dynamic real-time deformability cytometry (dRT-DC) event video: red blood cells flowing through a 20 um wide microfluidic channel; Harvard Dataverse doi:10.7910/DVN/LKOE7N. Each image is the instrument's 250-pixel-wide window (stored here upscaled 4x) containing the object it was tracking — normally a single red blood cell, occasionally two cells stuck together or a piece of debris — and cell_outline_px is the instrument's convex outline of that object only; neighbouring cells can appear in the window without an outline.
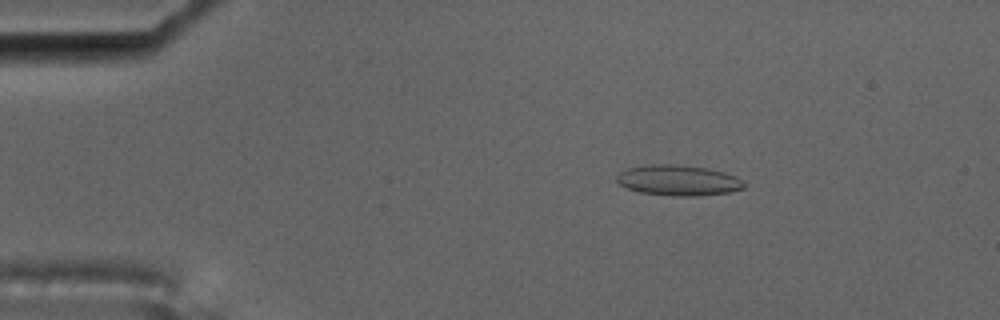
{"species": "common noctule bat (a hibernating species)", "species_latin": "Nyctalus noctula", "temperature_condition": "cold", "stored_images_in_passage": 4, "camera_frame_rate_fps": 3000, "um_per_image_px": 0.085, "animal": {"sex": "male", "body_mass_g": 17.5, "forearm_length_mm": 52.3}, "frame": {"image": 1, "passage_image": 2, "time_ms": 0.333, "image_size_px": [1000, 320], "cell_outline_px": [[744, 188], [728, 192], [696, 196], [672, 196], [640, 192], [628, 188], [620, 184], [616, 180], [616, 176], [620, 172], [628, 168], [644, 164], [676, 164], [708, 168], [724, 172], [736, 176], [744, 184]], "centroid_in_image_um": [57.63, 15.32], "position_along_channel_um": 27.4, "area_um2": 22.66}}